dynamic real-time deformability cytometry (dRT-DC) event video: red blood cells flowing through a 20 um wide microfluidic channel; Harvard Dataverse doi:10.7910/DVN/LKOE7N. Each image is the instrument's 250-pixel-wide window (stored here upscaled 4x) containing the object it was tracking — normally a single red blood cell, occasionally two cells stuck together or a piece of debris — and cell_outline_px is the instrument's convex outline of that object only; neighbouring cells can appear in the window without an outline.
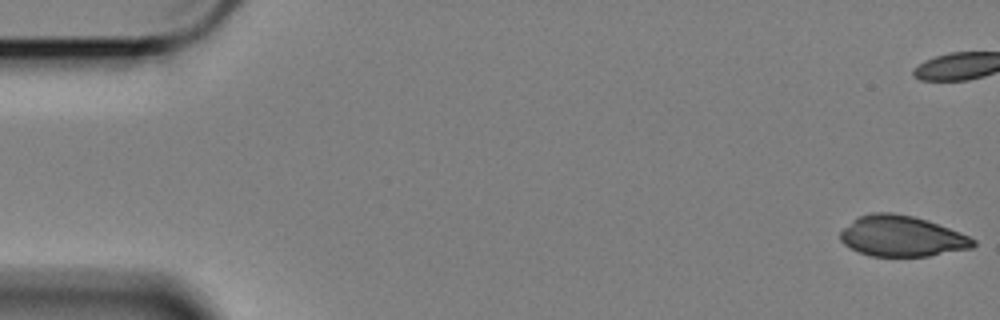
{"species": "Egyptian fruit bat (a non-hibernating species)", "species_latin": "Rousettus aegyptiacus", "temperature_condition": "cold", "stored_images_in_passage": 59, "segment_of_instrument_passage": [1, 2], "camera_frame_rate_fps": 3000, "um_per_image_px": 0.085, "animal": {"sex": "female"}, "frame": {"image": 1, "passage_image": 1, "time_ms": 0.0, "image_size_px": [1000, 320], "cell_outline_px": [[976, 244], [972, 248], [928, 256], [872, 256], [860, 252], [844, 244], [840, 240], [840, 232], [852, 220], [860, 216], [872, 212], [892, 212], [912, 216], [960, 232], [976, 240]], "centroid_in_image_um": [76.64, 20.08], "position_along_channel_um": 8.4, "area_um2": 31.21}}
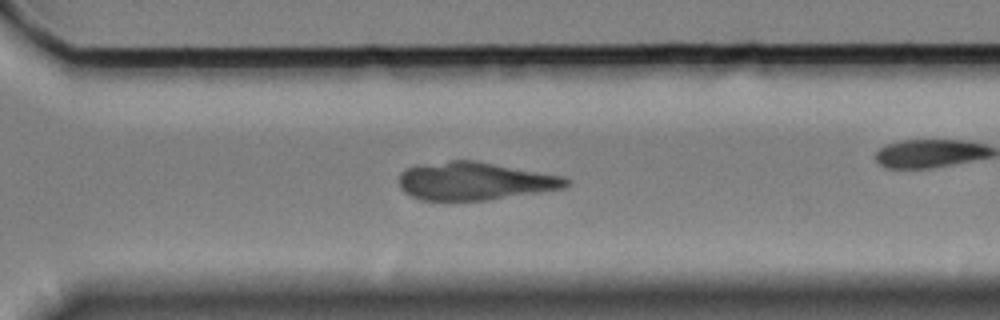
{"frame": {"image": 2, "passage_image": 41, "time_ms": 13.333, "image_size_px": [1000, 320], "cell_outline_px": [[572, 184], [564, 188], [488, 200], [420, 200], [404, 192], [400, 188], [400, 172], [416, 164], [452, 160], [476, 160], [564, 176], [572, 180]], "centroid_in_image_um": [40.38, 15.38], "position_along_channel_um": 330.2, "area_um2": 37.28}}